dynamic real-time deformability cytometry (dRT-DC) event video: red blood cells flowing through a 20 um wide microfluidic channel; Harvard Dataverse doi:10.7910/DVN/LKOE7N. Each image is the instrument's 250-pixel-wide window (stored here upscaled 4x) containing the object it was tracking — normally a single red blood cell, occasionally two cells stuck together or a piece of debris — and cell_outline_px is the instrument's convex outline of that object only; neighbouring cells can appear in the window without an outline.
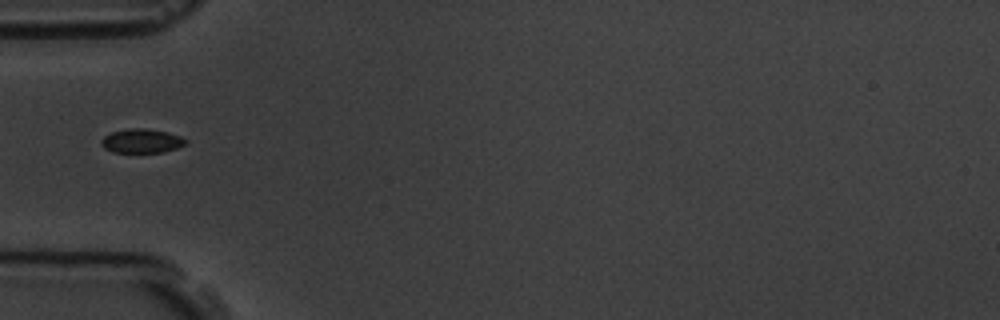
{"species": "common noctule bat (a hibernating species)", "species_latin": "Nyctalus noctula", "temperature_condition": "room temperature", "stored_images_in_passage": 13, "segment_of_instrument_passage": [2, 2], "camera_frame_rate_fps": 3000, "um_per_image_px": 0.085, "animal": {"sex": "male", "body_mass_g": 19.5, "forearm_length_mm": 54.6}, "frame": {"image": 1, "passage_image": 5, "time_ms": 5.667, "image_size_px": [1000, 320], "cell_outline_px": [[188, 140], [184, 144], [176, 148], [164, 152], [112, 152], [104, 148], [100, 144], [100, 140], [104, 136], [112, 132], [128, 128], [144, 128], [168, 132], [180, 136]], "centroid_in_image_um": [12.01, 11.97], "position_along_channel_um": 73.0, "area_um2": 11.85}}
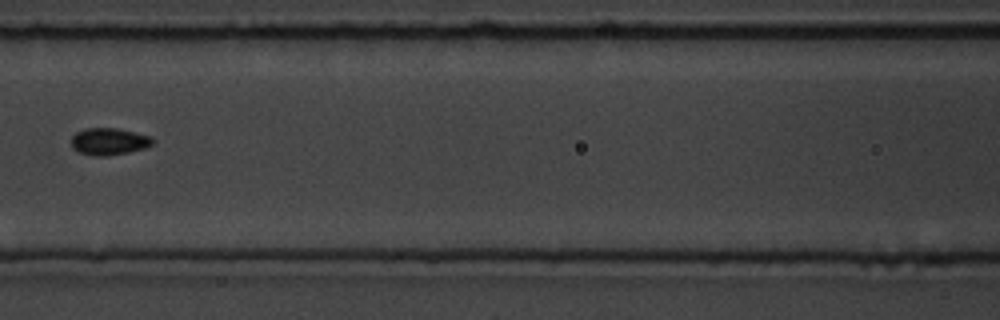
{"frame": {"image": 2, "passage_image": 7, "time_ms": 8.0, "image_size_px": [1000, 320], "cell_outline_px": [[156, 140], [152, 144], [144, 148], [128, 152], [108, 156], [96, 156], [80, 152], [72, 148], [72, 136], [76, 132], [84, 128], [116, 128], [152, 136]], "centroid_in_image_um": [9.28, 12.02], "position_along_channel_um": 157.3, "area_um2": 12.83}}
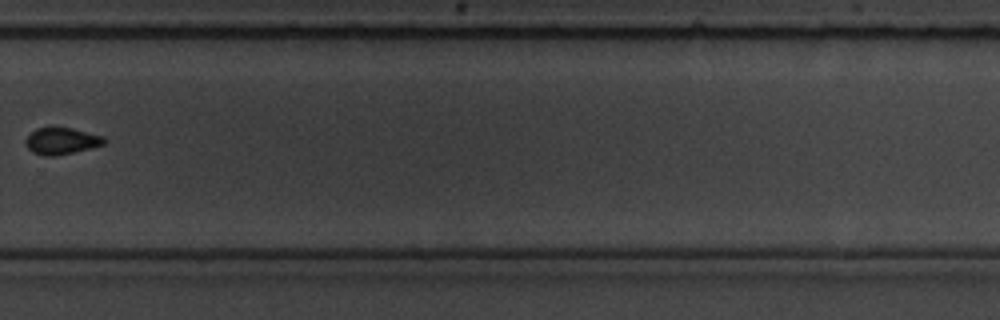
{"frame": {"image": 3, "passage_image": 11, "time_ms": 12.667, "image_size_px": [1000, 320], "cell_outline_px": [[108, 140], [104, 144], [56, 156], [44, 156], [32, 152], [28, 148], [24, 140], [36, 128], [72, 128], [104, 136]], "centroid_in_image_um": [5.23, 11.98], "position_along_channel_um": 324.6, "area_um2": 12.08}}